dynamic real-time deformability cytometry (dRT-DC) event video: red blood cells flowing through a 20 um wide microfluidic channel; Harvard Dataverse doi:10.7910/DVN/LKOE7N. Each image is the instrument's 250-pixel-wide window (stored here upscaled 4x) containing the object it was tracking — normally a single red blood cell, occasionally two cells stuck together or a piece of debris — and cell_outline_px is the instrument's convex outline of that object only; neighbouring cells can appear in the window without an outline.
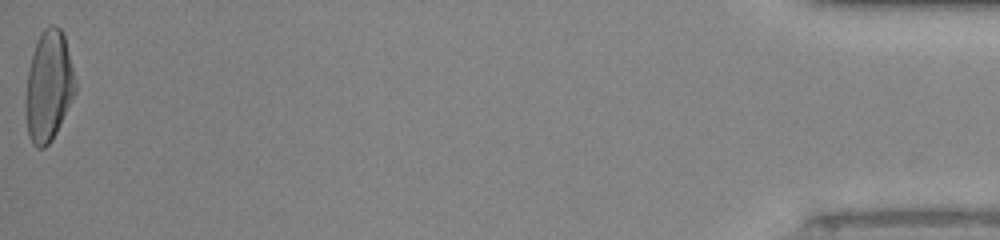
{"species": "human", "species_latin": "Homo sapiens", "temperature_condition": "room temperature", "stored_images_in_passage": 35, "camera_frame_rate_fps": 3000, "um_per_image_px": 0.085, "donor": {"sex": "male"}, "frame": {"image": 1, "passage_image": 35, "time_ms": 11.333, "image_size_px": [1000, 240], "cell_outline_px": [[76, 92], [52, 140], [44, 148], [36, 148], [32, 144], [28, 136], [24, 104], [24, 100], [28, 68], [32, 52], [44, 28], [52, 24], [56, 24], [60, 28], [64, 36], [76, 80]], "centroid_in_image_um": [4.11, 7.35], "position_along_channel_um": 431.1, "area_um2": 32.19}}